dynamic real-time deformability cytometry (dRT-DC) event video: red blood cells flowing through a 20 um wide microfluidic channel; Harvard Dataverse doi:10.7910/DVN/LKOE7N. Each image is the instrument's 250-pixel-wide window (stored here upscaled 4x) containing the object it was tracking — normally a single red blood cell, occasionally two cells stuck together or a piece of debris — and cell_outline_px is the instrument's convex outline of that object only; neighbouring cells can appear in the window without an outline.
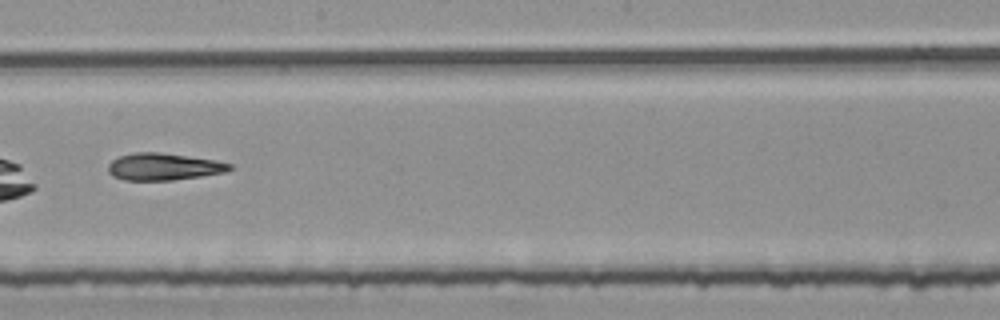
{"species": "common noctule bat (a hibernating species)", "species_latin": "Nyctalus noctula", "temperature_condition": "room temperature", "stored_images_in_passage": 55, "camera_frame_rate_fps": 3000, "um_per_image_px": 0.085, "animal": {"sex": "female", "body_mass_g": 25.1}, "frame": {"image": 1, "passage_image": 32, "time_ms": 10.333, "image_size_px": [1000, 320], "cell_outline_px": [[232, 168], [224, 172], [200, 176], [172, 180], [124, 180], [112, 176], [108, 172], [108, 164], [112, 160], [120, 156], [136, 152], [160, 152], [216, 160], [232, 164]], "centroid_in_image_um": [13.88, 14.16], "position_along_channel_um": 234.3, "area_um2": 19.07}}
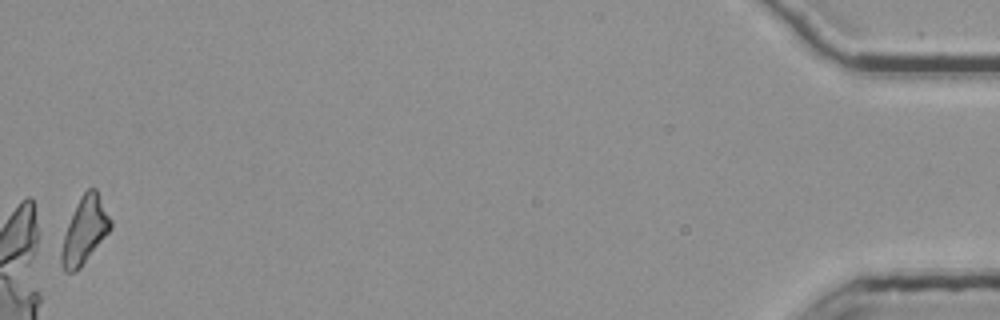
{"frame": {"image": 2, "passage_image": 55, "time_ms": 18.0, "image_size_px": [1000, 320], "cell_outline_px": [[112, 228], [80, 268], [76, 272], [64, 272], [60, 264], [60, 252], [64, 236], [68, 224], [76, 204], [80, 196], [88, 188], [96, 188], [112, 220]], "centroid_in_image_um": [7.19, 19.6], "position_along_channel_um": 428.0, "area_um2": 19.07}}